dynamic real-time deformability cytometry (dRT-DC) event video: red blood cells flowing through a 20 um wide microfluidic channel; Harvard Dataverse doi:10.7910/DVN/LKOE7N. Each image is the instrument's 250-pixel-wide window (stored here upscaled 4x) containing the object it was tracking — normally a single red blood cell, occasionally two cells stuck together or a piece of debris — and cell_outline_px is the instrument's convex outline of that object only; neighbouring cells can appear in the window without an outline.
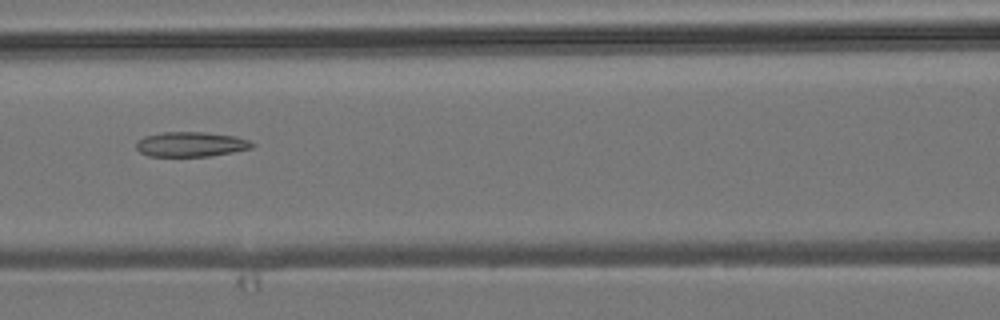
{"species": "common noctule bat (a hibernating species)", "species_latin": "Nyctalus noctula", "temperature_condition": "room temperature", "stored_images_in_passage": 4, "camera_frame_rate_fps": 3000, "um_per_image_px": 0.085, "animal": {"sex": "male", "body_mass_g": 19.2, "forearm_length_mm": 51.8}, "frame": {"image": 1, "passage_image": 4, "time_ms": 3.333, "image_size_px": [1000, 320], "cell_outline_px": [[256, 144], [252, 148], [212, 156], [148, 156], [140, 152], [136, 148], [136, 144], [144, 136], [164, 132], [204, 132], [236, 136], [248, 140]], "centroid_in_image_um": [16.25, 12.26], "position_along_channel_um": 150.4, "area_um2": 16.76}}